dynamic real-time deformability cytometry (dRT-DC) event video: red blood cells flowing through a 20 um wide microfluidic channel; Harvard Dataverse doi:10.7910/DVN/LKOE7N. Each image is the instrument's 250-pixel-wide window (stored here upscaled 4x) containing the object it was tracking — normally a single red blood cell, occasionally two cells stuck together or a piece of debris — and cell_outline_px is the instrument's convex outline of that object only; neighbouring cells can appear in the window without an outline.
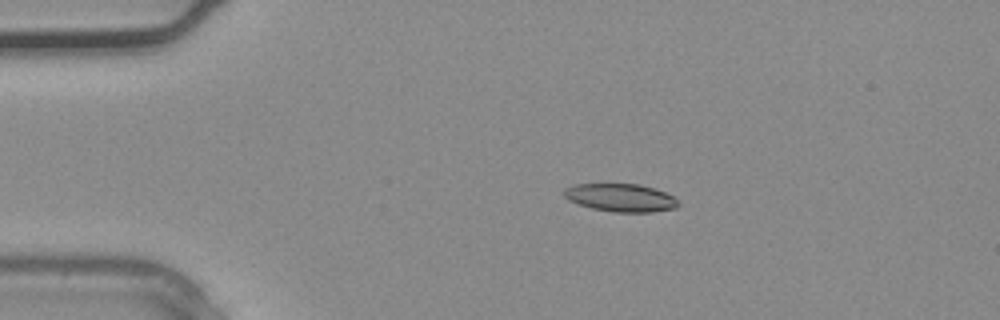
{"species": "common noctule bat (a hibernating species)", "species_latin": "Nyctalus noctula", "temperature_condition": "warm", "stored_images_in_passage": 2, "camera_frame_rate_fps": 3000, "um_per_image_px": 0.085, "animal": {"sex": "male", "body_mass_g": 20.4}, "frame": {"image": 1, "passage_image": 1, "time_ms": 0.0, "image_size_px": [1000, 320], "cell_outline_px": [[680, 204], [676, 208], [652, 212], [612, 212], [592, 208], [576, 204], [568, 200], [564, 196], [564, 188], [572, 184], [640, 184], [656, 188], [672, 196]], "centroid_in_image_um": [52.73, 16.8], "position_along_channel_um": 32.3, "area_um2": 18.79}}